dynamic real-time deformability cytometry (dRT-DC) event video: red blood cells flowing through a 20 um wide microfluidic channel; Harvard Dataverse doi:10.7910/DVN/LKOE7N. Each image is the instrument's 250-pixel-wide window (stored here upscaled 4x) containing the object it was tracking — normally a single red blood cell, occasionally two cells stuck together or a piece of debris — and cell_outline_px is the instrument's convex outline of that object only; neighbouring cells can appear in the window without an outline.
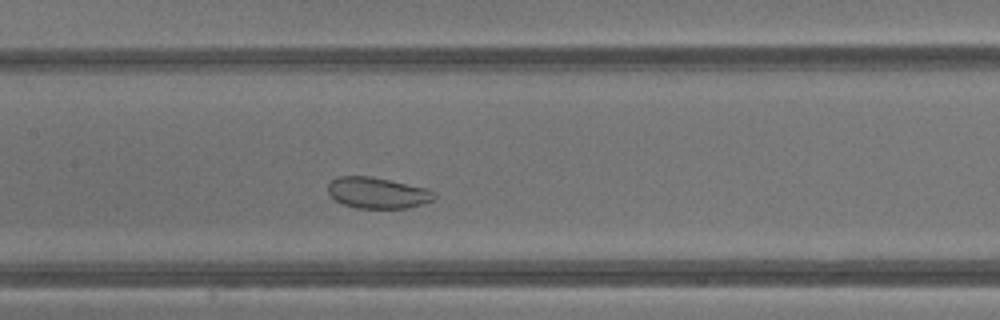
{"species": "common noctule bat (a hibernating species)", "species_latin": "Nyctalus noctula", "temperature_condition": "warm", "stored_images_in_passage": 36, "camera_frame_rate_fps": 3000, "um_per_image_px": 0.085, "animal": {"sex": "male", "body_mass_g": 13.3}, "frame": {"image": 1, "passage_image": 14, "time_ms": 4.333, "image_size_px": [1000, 320], "cell_outline_px": [[436, 196], [432, 200], [424, 204], [408, 208], [356, 208], [344, 204], [336, 200], [328, 192], [328, 184], [336, 176], [368, 176], [428, 188], [436, 192]], "centroid_in_image_um": [32.11, 16.39], "position_along_channel_um": 175.3, "area_um2": 19.25}}
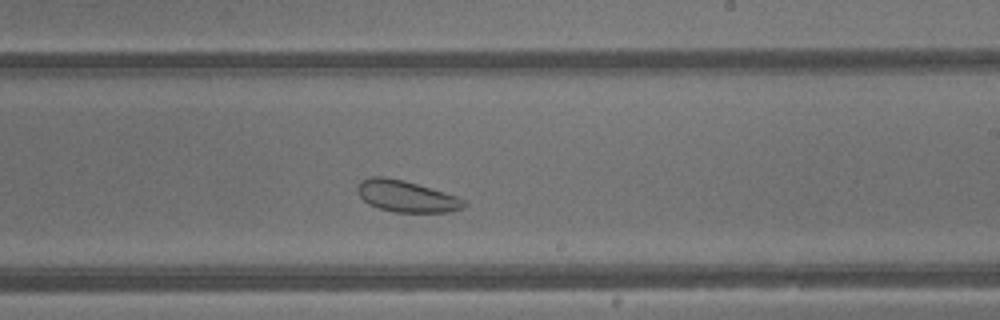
{"frame": {"image": 2, "passage_image": 19, "time_ms": 6.0, "image_size_px": [1000, 320], "cell_outline_px": [[468, 204], [452, 212], [392, 212], [368, 204], [356, 192], [356, 188], [360, 180], [372, 176], [384, 176], [404, 180], [444, 192], [456, 196], [464, 200]], "centroid_in_image_um": [34.5, 16.68], "position_along_channel_um": 254.5, "area_um2": 19.59}}
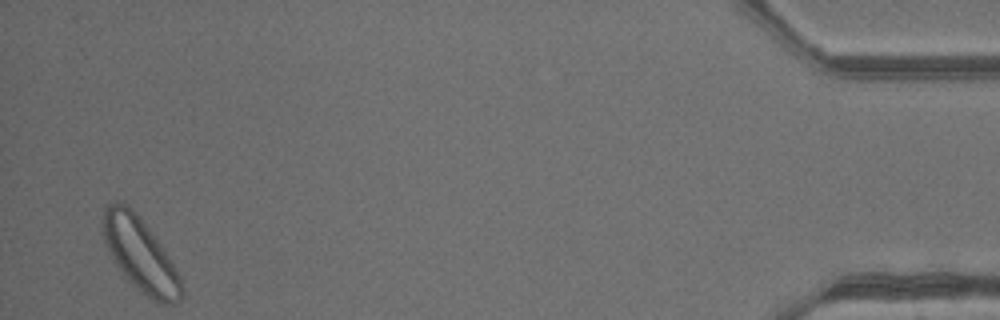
{"frame": {"image": 3, "passage_image": 35, "time_ms": 11.333, "image_size_px": [1000, 320], "cell_outline_px": [[184, 296], [180, 300], [172, 304], [156, 304], [148, 300], [120, 272], [112, 260], [104, 244], [100, 232], [100, 220], [104, 204], [116, 200], [128, 204], [132, 208], [148, 228], [168, 256], [176, 268], [180, 276], [184, 288]], "centroid_in_image_um": [11.85, 21.64], "position_along_channel_um": 423.3, "area_um2": 34.91}, "authors_computed_cell_mechanics": {"area_um2": 25.8077, "velocity_mm_per_s": 4.7734, "shape_relaxation_time_tau1_ms": null, "shape_relaxation_time_tau2_ms": 1.7189, "deformation_change_tau1": null, "deformation_change_tau2": 0.0803}}